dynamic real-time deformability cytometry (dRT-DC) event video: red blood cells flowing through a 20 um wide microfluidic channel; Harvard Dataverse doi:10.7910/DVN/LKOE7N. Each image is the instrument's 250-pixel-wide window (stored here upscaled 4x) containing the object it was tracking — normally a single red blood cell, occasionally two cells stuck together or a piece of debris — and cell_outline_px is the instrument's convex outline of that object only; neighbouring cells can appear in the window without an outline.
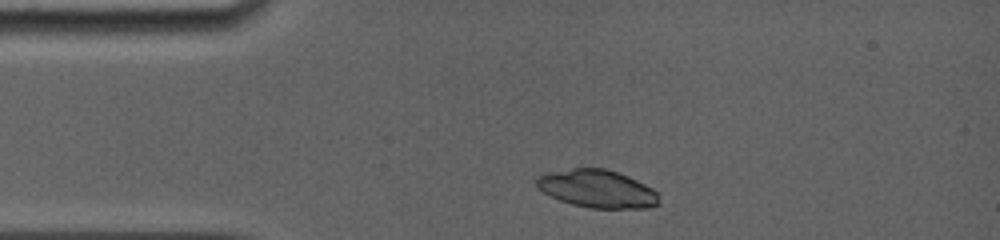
{"species": "common noctule bat (a hibernating species)", "species_latin": "Nyctalus noctula", "temperature_condition": "room temperature", "stored_images_in_passage": 2, "camera_frame_rate_fps": 5000, "um_per_image_px": 0.085, "animal": {"sex": "female", "body_mass_g": 19.0, "forearm_length_mm": 56.7}, "frame": {"image": 1, "passage_image": 1, "time_ms": 0.0, "image_size_px": [1000, 240], "cell_outline_px": [[660, 204], [648, 208], [592, 208], [572, 204], [560, 200], [536, 188], [532, 180], [536, 176], [544, 172], [572, 168], [604, 168], [628, 176], [660, 192]], "centroid_in_image_um": [50.74, 16.04], "position_along_channel_um": 34.3, "area_um2": 27.46}}